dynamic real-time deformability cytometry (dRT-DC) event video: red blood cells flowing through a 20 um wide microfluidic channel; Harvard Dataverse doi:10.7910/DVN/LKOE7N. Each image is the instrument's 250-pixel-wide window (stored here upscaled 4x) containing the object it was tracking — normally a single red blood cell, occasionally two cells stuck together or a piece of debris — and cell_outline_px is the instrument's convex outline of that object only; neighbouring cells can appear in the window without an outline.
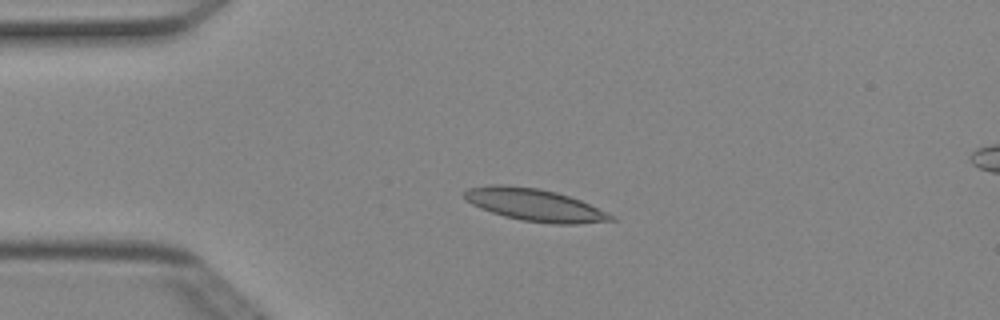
{"species": "Egyptian fruit bat (a non-hibernating species)", "species_latin": "Rousettus aegyptiacus", "temperature_condition": "cold", "stored_images_in_passage": 5, "segment_of_instrument_passage": [1, 2], "camera_frame_rate_fps": 3000, "um_per_image_px": 0.085, "animal": {"sex": "female"}, "frame": {"image": 1, "passage_image": 3, "time_ms": 0.667, "image_size_px": [1000, 320], "cell_outline_px": [[616, 220], [576, 224], [552, 224], [524, 220], [504, 216], [480, 208], [464, 200], [464, 192], [468, 188], [488, 184], [500, 184], [536, 188], [556, 192], [580, 200], [616, 216]], "centroid_in_image_um": [45.43, 17.41], "position_along_channel_um": 39.6, "area_um2": 27.51}}